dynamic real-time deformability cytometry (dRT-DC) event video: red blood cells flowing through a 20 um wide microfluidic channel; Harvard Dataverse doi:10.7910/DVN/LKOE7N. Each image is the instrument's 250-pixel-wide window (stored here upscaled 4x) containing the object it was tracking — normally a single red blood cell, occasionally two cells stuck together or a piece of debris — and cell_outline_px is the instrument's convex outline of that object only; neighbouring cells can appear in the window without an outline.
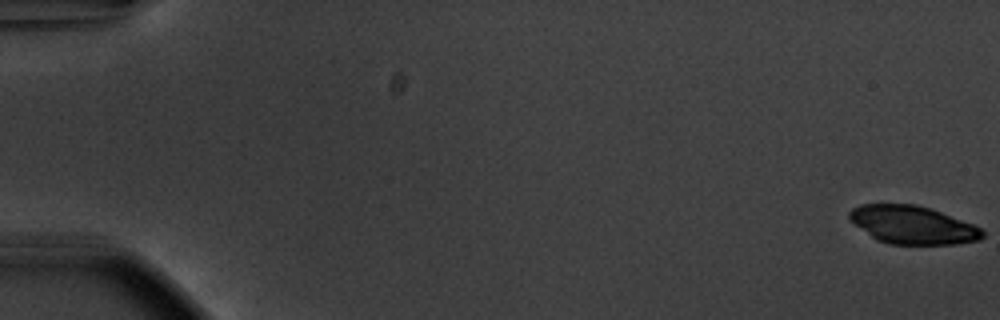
{"species": "common noctule bat (a hibernating species)", "species_latin": "Nyctalus noctula", "temperature_condition": "warm", "stored_images_in_passage": 55, "camera_frame_rate_fps": 3000, "um_per_image_px": 0.085, "animal": {"sex": "male", "body_mass_g": 20.1, "forearm_length_mm": 53.5}, "frame": {"image": 1, "passage_image": 1, "time_ms": 0.0, "image_size_px": [1000, 320], "cell_outline_px": [[984, 236], [980, 240], [956, 244], [888, 244], [876, 240], [848, 220], [848, 212], [852, 208], [860, 204], [916, 204], [932, 208], [972, 224], [980, 228], [984, 232]], "centroid_in_image_um": [77.54, 19.11], "position_along_channel_um": 7.5, "area_um2": 29.77}}